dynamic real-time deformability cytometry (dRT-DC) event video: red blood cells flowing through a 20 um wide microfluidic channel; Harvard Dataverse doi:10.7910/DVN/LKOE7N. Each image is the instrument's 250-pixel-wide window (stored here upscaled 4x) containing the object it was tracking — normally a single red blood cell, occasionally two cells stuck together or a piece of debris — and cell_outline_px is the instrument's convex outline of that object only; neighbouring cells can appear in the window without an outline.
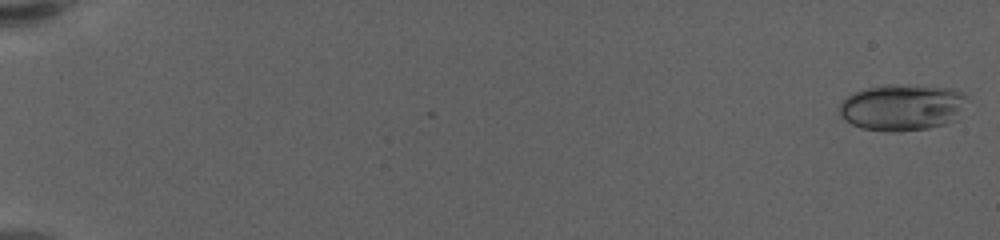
{"species": "human", "species_latin": "Homo sapiens", "temperature_condition": "warm", "stored_images_in_passage": 59, "camera_frame_rate_fps": 3000, "um_per_image_px": 0.085, "donor": {"sex": "female"}, "frame": {"image": 1, "passage_image": 1, "time_ms": 0.0, "image_size_px": [1000, 240], "cell_outline_px": [[972, 100], [956, 120], [944, 124], [928, 128], [900, 132], [884, 132], [860, 128], [844, 120], [840, 116], [840, 104], [848, 96], [856, 92], [868, 88], [952, 88], [968, 96]], "centroid_in_image_um": [76.76, 9.21], "position_along_channel_um": 8.2, "area_um2": 33.81}}
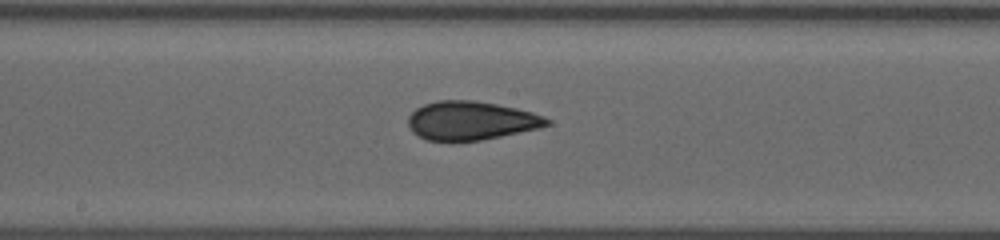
{"frame": {"image": 2, "passage_image": 34, "time_ms": 11.0, "image_size_px": [1000, 240], "cell_outline_px": [[552, 124], [536, 128], [500, 136], [480, 140], [428, 140], [412, 132], [408, 124], [408, 116], [416, 108], [424, 104], [436, 100], [472, 100], [496, 104], [516, 108], [532, 112], [544, 116], [552, 120]], "centroid_in_image_um": [40.03, 10.23], "position_along_channel_um": 208.2, "area_um2": 30.98}}
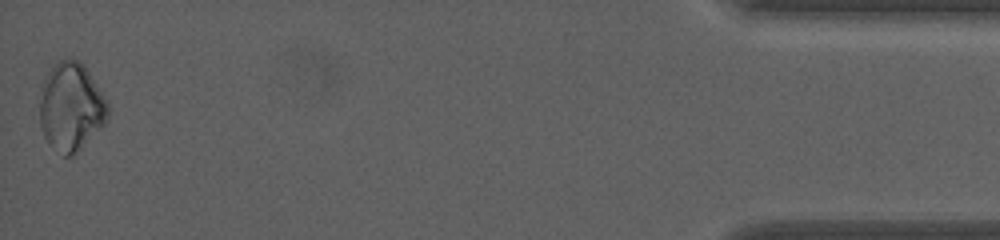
{"frame": {"image": 3, "passage_image": 59, "time_ms": 19.333, "image_size_px": [1000, 240], "cell_outline_px": [[108, 116], [104, 124], [72, 156], [64, 156], [48, 144], [44, 136], [40, 124], [40, 84], [44, 76], [60, 60], [68, 56], [72, 56], [80, 60], [88, 72], [108, 104]], "centroid_in_image_um": [5.99, 9.05], "position_along_channel_um": 429.2, "area_um2": 34.97}, "authors_computed_cell_mechanics": {"area_um2": 31.6744, "velocity_mm_per_s": 3.6002, "shape_relaxation_time_tau1_ms": null, "shape_relaxation_time_tau2_ms": 2.7104, "deformation_change_tau1": null, "deformation_change_tau2": 0.0462}}